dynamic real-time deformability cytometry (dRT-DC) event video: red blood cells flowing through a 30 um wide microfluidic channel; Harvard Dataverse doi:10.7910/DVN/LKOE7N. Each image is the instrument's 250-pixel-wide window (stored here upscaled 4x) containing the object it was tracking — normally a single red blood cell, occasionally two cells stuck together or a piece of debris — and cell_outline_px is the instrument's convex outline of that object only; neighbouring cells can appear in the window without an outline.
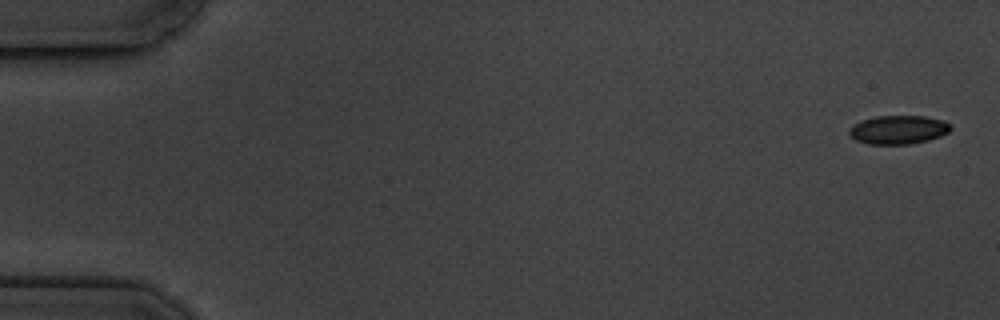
{"species": "common noctule bat (a hibernating species)", "species_latin": "Nyctalus noctula", "temperature_condition": "cold", "stored_images_in_passage": 5, "camera_frame_rate_fps": 3000, "um_per_image_px": 0.085, "animal": {"sex": "male", "body_mass_g": 19.5, "forearm_length_mm": 54.6}, "frame": {"image": 1, "passage_image": 1, "time_ms": 0.0, "image_size_px": [1000, 320], "cell_outline_px": [[952, 128], [948, 132], [940, 136], [928, 140], [908, 144], [868, 144], [856, 140], [848, 132], [848, 128], [852, 124], [860, 120], [876, 116], [924, 116], [944, 120]], "centroid_in_image_um": [76.32, 11.02], "position_along_channel_um": 8.7, "area_um2": 16.99}}
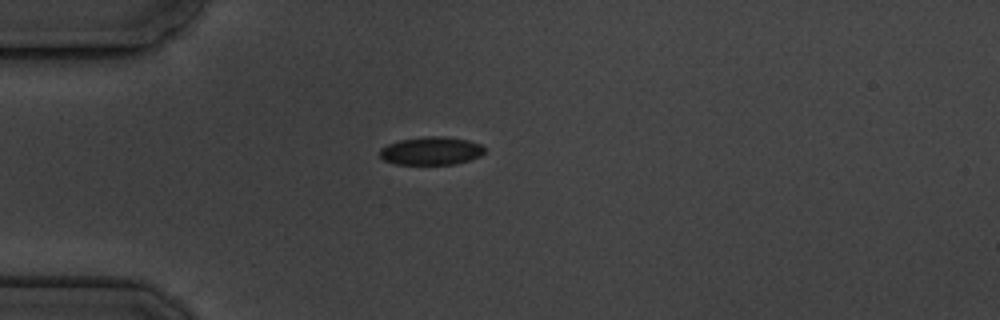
{"frame": {"image": 2, "passage_image": 5, "time_ms": 4.667, "image_size_px": [1000, 320], "cell_outline_px": [[484, 152], [480, 156], [456, 164], [396, 164], [384, 160], [380, 156], [380, 148], [388, 144], [400, 140], [428, 136], [440, 136], [468, 140], [480, 144], [484, 148]], "centroid_in_image_um": [36.64, 12.82], "position_along_channel_um": 48.4, "area_um2": 16.99}}